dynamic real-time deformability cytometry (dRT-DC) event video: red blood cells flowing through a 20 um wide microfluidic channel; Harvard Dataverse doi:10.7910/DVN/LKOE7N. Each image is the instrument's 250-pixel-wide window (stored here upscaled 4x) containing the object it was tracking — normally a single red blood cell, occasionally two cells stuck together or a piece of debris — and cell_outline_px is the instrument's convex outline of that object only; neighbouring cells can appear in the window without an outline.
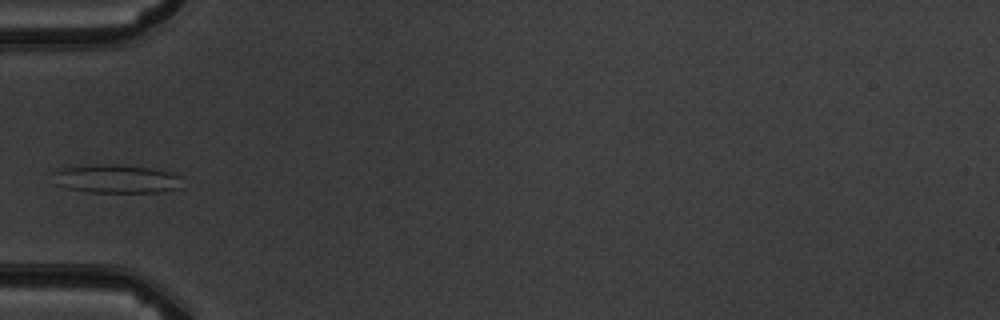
{"species": "common noctule bat (a hibernating species)", "species_latin": "Nyctalus noctula", "temperature_condition": "warm", "stored_images_in_passage": 5, "camera_frame_rate_fps": 3000, "um_per_image_px": 0.085, "animal": {"sex": "male", "body_mass_g": 19.5, "forearm_length_mm": 54.6}, "frame": {"image": 1, "passage_image": 4, "time_ms": 3.667, "image_size_px": [1000, 320], "cell_outline_px": [[180, 188], [164, 192], [88, 192], [68, 188], [56, 184], [52, 172], [60, 168], [92, 164], [112, 164], [148, 168], [168, 172], [180, 176]], "centroid_in_image_um": [9.84, 15.2], "position_along_channel_um": 75.2, "area_um2": 21.39}}